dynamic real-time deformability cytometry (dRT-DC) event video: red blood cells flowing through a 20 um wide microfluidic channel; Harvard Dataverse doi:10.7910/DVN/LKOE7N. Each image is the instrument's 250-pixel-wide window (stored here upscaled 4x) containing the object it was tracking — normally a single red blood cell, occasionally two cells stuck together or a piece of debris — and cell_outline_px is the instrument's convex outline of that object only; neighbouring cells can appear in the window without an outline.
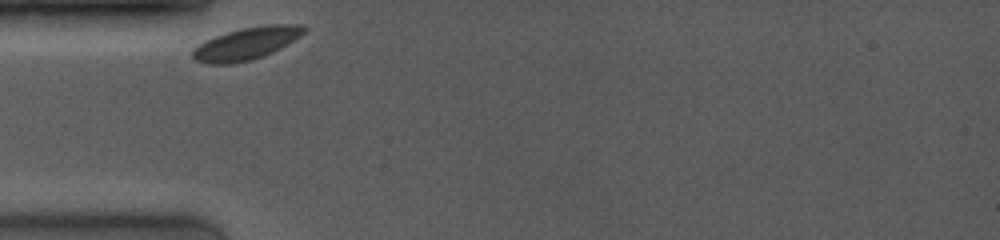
{"species": "common noctule bat (a hibernating species)", "species_latin": "Nyctalus noctula", "temperature_condition": "room temperature", "stored_images_in_passage": 38, "camera_frame_rate_fps": 4000, "um_per_image_px": 0.085, "animal": {"sex": "female", "body_mass_g": 19.0, "forearm_length_mm": 53.3}, "frame": {"image": 1, "passage_image": 1, "time_ms": 0.0, "image_size_px": [1000, 240], "cell_outline_px": [[308, 28], [300, 36], [280, 48], [264, 56], [232, 64], [208, 64], [196, 60], [192, 56], [192, 48], [204, 40], [228, 32], [244, 28], [268, 24], [304, 24]], "centroid_in_image_um": [20.94, 3.69], "position_along_channel_um": 64.1, "area_um2": 20.92}}
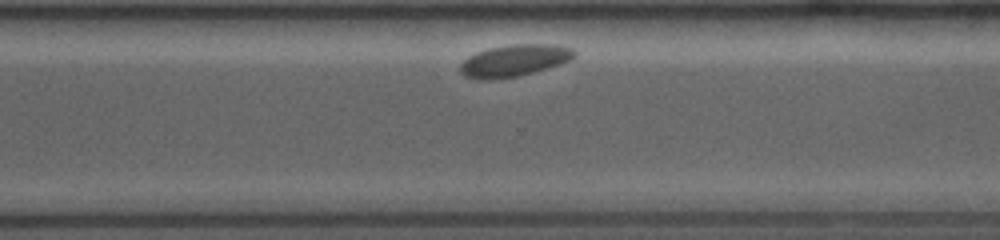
{"frame": {"image": 2, "passage_image": 29, "time_ms": 7.5, "image_size_px": [1000, 240], "cell_outline_px": [[576, 56], [572, 60], [560, 64], [532, 72], [516, 76], [488, 80], [484, 80], [464, 76], [460, 72], [460, 64], [468, 56], [476, 52], [488, 48], [512, 44], [556, 44], [572, 48], [576, 52]], "centroid_in_image_um": [43.72, 5.13], "position_along_channel_um": 326.9, "area_um2": 21.21}}
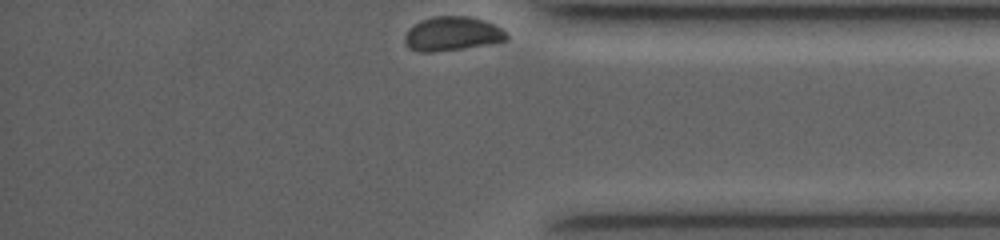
{"frame": {"image": 3, "passage_image": 38, "time_ms": 9.5, "image_size_px": [1000, 240], "cell_outline_px": [[508, 40], [460, 48], [432, 52], [420, 52], [408, 48], [404, 40], [404, 36], [408, 28], [420, 20], [432, 16], [472, 16], [484, 20], [508, 32]], "centroid_in_image_um": [38.4, 2.85], "position_along_channel_um": 396.8, "area_um2": 20.23}}